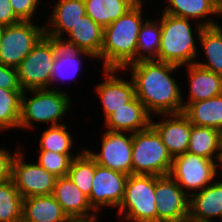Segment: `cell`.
Instances as JSON below:
<instances>
[{
  "label": "cell",
  "instance_id": "9a60e30c",
  "mask_svg": "<svg viewBox=\"0 0 222 222\" xmlns=\"http://www.w3.org/2000/svg\"><path fill=\"white\" fill-rule=\"evenodd\" d=\"M161 122L151 119V127L159 134L164 146L174 158L187 152L192 123L183 113L155 115Z\"/></svg>",
  "mask_w": 222,
  "mask_h": 222
},
{
  "label": "cell",
  "instance_id": "5bb4252c",
  "mask_svg": "<svg viewBox=\"0 0 222 222\" xmlns=\"http://www.w3.org/2000/svg\"><path fill=\"white\" fill-rule=\"evenodd\" d=\"M117 72H124V70L103 69L105 81L94 85L95 92L102 103L104 120L136 96L131 77L129 80L123 79Z\"/></svg>",
  "mask_w": 222,
  "mask_h": 222
},
{
  "label": "cell",
  "instance_id": "ba28073f",
  "mask_svg": "<svg viewBox=\"0 0 222 222\" xmlns=\"http://www.w3.org/2000/svg\"><path fill=\"white\" fill-rule=\"evenodd\" d=\"M219 167L214 160L185 152L173 158L169 175L188 196H191L219 178Z\"/></svg>",
  "mask_w": 222,
  "mask_h": 222
},
{
  "label": "cell",
  "instance_id": "f1b7e54d",
  "mask_svg": "<svg viewBox=\"0 0 222 222\" xmlns=\"http://www.w3.org/2000/svg\"><path fill=\"white\" fill-rule=\"evenodd\" d=\"M161 40L160 20L147 19L140 27L137 39L136 62L158 60Z\"/></svg>",
  "mask_w": 222,
  "mask_h": 222
},
{
  "label": "cell",
  "instance_id": "9c48e42d",
  "mask_svg": "<svg viewBox=\"0 0 222 222\" xmlns=\"http://www.w3.org/2000/svg\"><path fill=\"white\" fill-rule=\"evenodd\" d=\"M44 25L20 21L4 26L0 41V63L16 68L45 35Z\"/></svg>",
  "mask_w": 222,
  "mask_h": 222
},
{
  "label": "cell",
  "instance_id": "7a4b0ae2",
  "mask_svg": "<svg viewBox=\"0 0 222 222\" xmlns=\"http://www.w3.org/2000/svg\"><path fill=\"white\" fill-rule=\"evenodd\" d=\"M143 4L134 5L124 15L103 28L100 53L103 69H124L136 62L137 39L143 16Z\"/></svg>",
  "mask_w": 222,
  "mask_h": 222
},
{
  "label": "cell",
  "instance_id": "8d00e7d4",
  "mask_svg": "<svg viewBox=\"0 0 222 222\" xmlns=\"http://www.w3.org/2000/svg\"><path fill=\"white\" fill-rule=\"evenodd\" d=\"M15 155L9 150L0 146V183L11 178V163Z\"/></svg>",
  "mask_w": 222,
  "mask_h": 222
},
{
  "label": "cell",
  "instance_id": "d6a6232c",
  "mask_svg": "<svg viewBox=\"0 0 222 222\" xmlns=\"http://www.w3.org/2000/svg\"><path fill=\"white\" fill-rule=\"evenodd\" d=\"M22 91L0 88V131L19 128Z\"/></svg>",
  "mask_w": 222,
  "mask_h": 222
},
{
  "label": "cell",
  "instance_id": "52a82bcc",
  "mask_svg": "<svg viewBox=\"0 0 222 222\" xmlns=\"http://www.w3.org/2000/svg\"><path fill=\"white\" fill-rule=\"evenodd\" d=\"M155 176L129 175L118 215L125 221L157 222Z\"/></svg>",
  "mask_w": 222,
  "mask_h": 222
},
{
  "label": "cell",
  "instance_id": "f35d334b",
  "mask_svg": "<svg viewBox=\"0 0 222 222\" xmlns=\"http://www.w3.org/2000/svg\"><path fill=\"white\" fill-rule=\"evenodd\" d=\"M99 212H93L87 215L67 216L64 222H99ZM98 219V220H97Z\"/></svg>",
  "mask_w": 222,
  "mask_h": 222
},
{
  "label": "cell",
  "instance_id": "d4e9b609",
  "mask_svg": "<svg viewBox=\"0 0 222 222\" xmlns=\"http://www.w3.org/2000/svg\"><path fill=\"white\" fill-rule=\"evenodd\" d=\"M183 113L192 125L211 127L222 132V94L207 100L189 103Z\"/></svg>",
  "mask_w": 222,
  "mask_h": 222
},
{
  "label": "cell",
  "instance_id": "30bf717a",
  "mask_svg": "<svg viewBox=\"0 0 222 222\" xmlns=\"http://www.w3.org/2000/svg\"><path fill=\"white\" fill-rule=\"evenodd\" d=\"M22 148L15 151L11 163V179L23 198L39 195H53L58 177L49 173L37 162L28 163Z\"/></svg>",
  "mask_w": 222,
  "mask_h": 222
},
{
  "label": "cell",
  "instance_id": "44dd1931",
  "mask_svg": "<svg viewBox=\"0 0 222 222\" xmlns=\"http://www.w3.org/2000/svg\"><path fill=\"white\" fill-rule=\"evenodd\" d=\"M167 4L163 12L169 15L179 16L186 19H194L192 22L199 23L203 27L219 25L217 21L210 19L216 15L222 18L221 12L216 8L213 0H166ZM209 17V18H208ZM203 21H202V20ZM205 19V20H204ZM207 19V20H206ZM197 20V21H196Z\"/></svg>",
  "mask_w": 222,
  "mask_h": 222
},
{
  "label": "cell",
  "instance_id": "2e32d148",
  "mask_svg": "<svg viewBox=\"0 0 222 222\" xmlns=\"http://www.w3.org/2000/svg\"><path fill=\"white\" fill-rule=\"evenodd\" d=\"M213 218L222 222V179L189 196L188 222H212Z\"/></svg>",
  "mask_w": 222,
  "mask_h": 222
},
{
  "label": "cell",
  "instance_id": "74e56055",
  "mask_svg": "<svg viewBox=\"0 0 222 222\" xmlns=\"http://www.w3.org/2000/svg\"><path fill=\"white\" fill-rule=\"evenodd\" d=\"M20 21L13 12L10 0H0V26H9Z\"/></svg>",
  "mask_w": 222,
  "mask_h": 222
},
{
  "label": "cell",
  "instance_id": "7c38bea8",
  "mask_svg": "<svg viewBox=\"0 0 222 222\" xmlns=\"http://www.w3.org/2000/svg\"><path fill=\"white\" fill-rule=\"evenodd\" d=\"M157 222H188L189 196L170 176H155Z\"/></svg>",
  "mask_w": 222,
  "mask_h": 222
},
{
  "label": "cell",
  "instance_id": "4dcf8cb0",
  "mask_svg": "<svg viewBox=\"0 0 222 222\" xmlns=\"http://www.w3.org/2000/svg\"><path fill=\"white\" fill-rule=\"evenodd\" d=\"M95 168L96 161L84 149L72 159L67 173V176L87 197L90 196Z\"/></svg>",
  "mask_w": 222,
  "mask_h": 222
},
{
  "label": "cell",
  "instance_id": "8992f818",
  "mask_svg": "<svg viewBox=\"0 0 222 222\" xmlns=\"http://www.w3.org/2000/svg\"><path fill=\"white\" fill-rule=\"evenodd\" d=\"M61 46L58 40L44 35L16 67L22 91L51 88L52 67Z\"/></svg>",
  "mask_w": 222,
  "mask_h": 222
},
{
  "label": "cell",
  "instance_id": "f546056e",
  "mask_svg": "<svg viewBox=\"0 0 222 222\" xmlns=\"http://www.w3.org/2000/svg\"><path fill=\"white\" fill-rule=\"evenodd\" d=\"M23 197L13 180L0 183V222H22Z\"/></svg>",
  "mask_w": 222,
  "mask_h": 222
},
{
  "label": "cell",
  "instance_id": "b9f144b4",
  "mask_svg": "<svg viewBox=\"0 0 222 222\" xmlns=\"http://www.w3.org/2000/svg\"><path fill=\"white\" fill-rule=\"evenodd\" d=\"M2 33H3V26H0V41H1Z\"/></svg>",
  "mask_w": 222,
  "mask_h": 222
},
{
  "label": "cell",
  "instance_id": "4316f807",
  "mask_svg": "<svg viewBox=\"0 0 222 222\" xmlns=\"http://www.w3.org/2000/svg\"><path fill=\"white\" fill-rule=\"evenodd\" d=\"M90 57L89 59H96L91 53L81 50H74L64 46H60L57 50L53 67L51 85L74 79L79 71H81L83 57ZM83 56V57H82ZM57 82V83H56Z\"/></svg>",
  "mask_w": 222,
  "mask_h": 222
},
{
  "label": "cell",
  "instance_id": "603a6c76",
  "mask_svg": "<svg viewBox=\"0 0 222 222\" xmlns=\"http://www.w3.org/2000/svg\"><path fill=\"white\" fill-rule=\"evenodd\" d=\"M53 196L67 216L87 215L95 212L89 204L88 197L68 176L57 178Z\"/></svg>",
  "mask_w": 222,
  "mask_h": 222
},
{
  "label": "cell",
  "instance_id": "ac0fdd59",
  "mask_svg": "<svg viewBox=\"0 0 222 222\" xmlns=\"http://www.w3.org/2000/svg\"><path fill=\"white\" fill-rule=\"evenodd\" d=\"M50 6L52 13L44 26L45 35L60 41L82 16L86 15L84 0H58ZM50 25V26H49Z\"/></svg>",
  "mask_w": 222,
  "mask_h": 222
},
{
  "label": "cell",
  "instance_id": "7bdbcfd3",
  "mask_svg": "<svg viewBox=\"0 0 222 222\" xmlns=\"http://www.w3.org/2000/svg\"><path fill=\"white\" fill-rule=\"evenodd\" d=\"M219 171L222 172V161H221V164H220V169H219Z\"/></svg>",
  "mask_w": 222,
  "mask_h": 222
},
{
  "label": "cell",
  "instance_id": "836d02e7",
  "mask_svg": "<svg viewBox=\"0 0 222 222\" xmlns=\"http://www.w3.org/2000/svg\"><path fill=\"white\" fill-rule=\"evenodd\" d=\"M85 148L76 154H61L51 151H39L37 163L56 177L67 176L73 158L77 157Z\"/></svg>",
  "mask_w": 222,
  "mask_h": 222
},
{
  "label": "cell",
  "instance_id": "83f0119b",
  "mask_svg": "<svg viewBox=\"0 0 222 222\" xmlns=\"http://www.w3.org/2000/svg\"><path fill=\"white\" fill-rule=\"evenodd\" d=\"M86 15L102 28L124 15L134 4L129 0H84Z\"/></svg>",
  "mask_w": 222,
  "mask_h": 222
},
{
  "label": "cell",
  "instance_id": "5b68a950",
  "mask_svg": "<svg viewBox=\"0 0 222 222\" xmlns=\"http://www.w3.org/2000/svg\"><path fill=\"white\" fill-rule=\"evenodd\" d=\"M172 162L173 157L151 126L133 133V175L166 176L170 173Z\"/></svg>",
  "mask_w": 222,
  "mask_h": 222
},
{
  "label": "cell",
  "instance_id": "60d3db41",
  "mask_svg": "<svg viewBox=\"0 0 222 222\" xmlns=\"http://www.w3.org/2000/svg\"><path fill=\"white\" fill-rule=\"evenodd\" d=\"M129 1H131L134 5H141V4L144 5L145 4L144 0H129Z\"/></svg>",
  "mask_w": 222,
  "mask_h": 222
},
{
  "label": "cell",
  "instance_id": "3957f363",
  "mask_svg": "<svg viewBox=\"0 0 222 222\" xmlns=\"http://www.w3.org/2000/svg\"><path fill=\"white\" fill-rule=\"evenodd\" d=\"M159 20L161 40L158 61L186 67L194 64L198 57L200 59L196 38L200 36L202 25L195 24V36L190 19L163 13Z\"/></svg>",
  "mask_w": 222,
  "mask_h": 222
},
{
  "label": "cell",
  "instance_id": "277c9868",
  "mask_svg": "<svg viewBox=\"0 0 222 222\" xmlns=\"http://www.w3.org/2000/svg\"><path fill=\"white\" fill-rule=\"evenodd\" d=\"M71 104L68 93L54 87L22 91L18 129H34V123H51L50 126L65 124L60 121L66 117Z\"/></svg>",
  "mask_w": 222,
  "mask_h": 222
},
{
  "label": "cell",
  "instance_id": "ffe728a7",
  "mask_svg": "<svg viewBox=\"0 0 222 222\" xmlns=\"http://www.w3.org/2000/svg\"><path fill=\"white\" fill-rule=\"evenodd\" d=\"M189 98L183 103V109L189 104L207 100L222 94V75L204 69L197 64L186 65Z\"/></svg>",
  "mask_w": 222,
  "mask_h": 222
},
{
  "label": "cell",
  "instance_id": "6da1fadb",
  "mask_svg": "<svg viewBox=\"0 0 222 222\" xmlns=\"http://www.w3.org/2000/svg\"><path fill=\"white\" fill-rule=\"evenodd\" d=\"M178 68L181 67L158 60H141L123 69H130L135 95L151 116L184 111L180 84L173 77Z\"/></svg>",
  "mask_w": 222,
  "mask_h": 222
},
{
  "label": "cell",
  "instance_id": "e0dca14e",
  "mask_svg": "<svg viewBox=\"0 0 222 222\" xmlns=\"http://www.w3.org/2000/svg\"><path fill=\"white\" fill-rule=\"evenodd\" d=\"M152 117L135 96L130 102L117 109L104 120V129L133 134L148 129L151 126Z\"/></svg>",
  "mask_w": 222,
  "mask_h": 222
},
{
  "label": "cell",
  "instance_id": "d590c367",
  "mask_svg": "<svg viewBox=\"0 0 222 222\" xmlns=\"http://www.w3.org/2000/svg\"><path fill=\"white\" fill-rule=\"evenodd\" d=\"M0 88L13 91H22L18 83L16 68L5 66L0 63Z\"/></svg>",
  "mask_w": 222,
  "mask_h": 222
},
{
  "label": "cell",
  "instance_id": "7402d4cb",
  "mask_svg": "<svg viewBox=\"0 0 222 222\" xmlns=\"http://www.w3.org/2000/svg\"><path fill=\"white\" fill-rule=\"evenodd\" d=\"M66 218L53 195L23 198L22 222H64Z\"/></svg>",
  "mask_w": 222,
  "mask_h": 222
},
{
  "label": "cell",
  "instance_id": "4fadbf2b",
  "mask_svg": "<svg viewBox=\"0 0 222 222\" xmlns=\"http://www.w3.org/2000/svg\"><path fill=\"white\" fill-rule=\"evenodd\" d=\"M128 175L100 166L96 163L95 174L88 201L92 209L100 212L105 207H119Z\"/></svg>",
  "mask_w": 222,
  "mask_h": 222
},
{
  "label": "cell",
  "instance_id": "e575fe53",
  "mask_svg": "<svg viewBox=\"0 0 222 222\" xmlns=\"http://www.w3.org/2000/svg\"><path fill=\"white\" fill-rule=\"evenodd\" d=\"M40 3L41 0H10L13 12L21 21H33Z\"/></svg>",
  "mask_w": 222,
  "mask_h": 222
},
{
  "label": "cell",
  "instance_id": "ab89813d",
  "mask_svg": "<svg viewBox=\"0 0 222 222\" xmlns=\"http://www.w3.org/2000/svg\"><path fill=\"white\" fill-rule=\"evenodd\" d=\"M216 8L221 12L222 14V0H213Z\"/></svg>",
  "mask_w": 222,
  "mask_h": 222
},
{
  "label": "cell",
  "instance_id": "1f68e13d",
  "mask_svg": "<svg viewBox=\"0 0 222 222\" xmlns=\"http://www.w3.org/2000/svg\"><path fill=\"white\" fill-rule=\"evenodd\" d=\"M49 128L43 129L39 151H51L61 154H73L72 148L75 141L72 135L67 131L66 124L58 126H47Z\"/></svg>",
  "mask_w": 222,
  "mask_h": 222
},
{
  "label": "cell",
  "instance_id": "cb8c5ba5",
  "mask_svg": "<svg viewBox=\"0 0 222 222\" xmlns=\"http://www.w3.org/2000/svg\"><path fill=\"white\" fill-rule=\"evenodd\" d=\"M188 153L216 161H222L221 132L211 127L192 125Z\"/></svg>",
  "mask_w": 222,
  "mask_h": 222
},
{
  "label": "cell",
  "instance_id": "d6986e66",
  "mask_svg": "<svg viewBox=\"0 0 222 222\" xmlns=\"http://www.w3.org/2000/svg\"><path fill=\"white\" fill-rule=\"evenodd\" d=\"M67 35L59 41L62 46L89 52L99 61L103 44V28L88 15L82 16Z\"/></svg>",
  "mask_w": 222,
  "mask_h": 222
},
{
  "label": "cell",
  "instance_id": "8fae6325",
  "mask_svg": "<svg viewBox=\"0 0 222 222\" xmlns=\"http://www.w3.org/2000/svg\"><path fill=\"white\" fill-rule=\"evenodd\" d=\"M102 134L99 153L92 152L93 150L88 148L85 150L98 165L131 175L133 134L108 130L103 131Z\"/></svg>",
  "mask_w": 222,
  "mask_h": 222
},
{
  "label": "cell",
  "instance_id": "484cf974",
  "mask_svg": "<svg viewBox=\"0 0 222 222\" xmlns=\"http://www.w3.org/2000/svg\"><path fill=\"white\" fill-rule=\"evenodd\" d=\"M206 61H195L198 66L222 75V26L203 27L198 38Z\"/></svg>",
  "mask_w": 222,
  "mask_h": 222
}]
</instances>
